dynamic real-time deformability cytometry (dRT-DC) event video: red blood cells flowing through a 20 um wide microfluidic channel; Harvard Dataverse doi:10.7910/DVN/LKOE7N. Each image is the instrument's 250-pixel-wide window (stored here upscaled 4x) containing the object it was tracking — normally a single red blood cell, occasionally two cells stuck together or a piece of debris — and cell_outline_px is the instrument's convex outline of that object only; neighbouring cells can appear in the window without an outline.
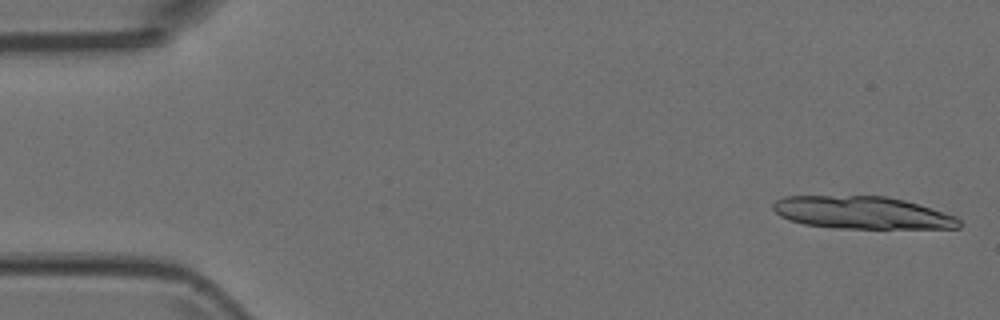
{"species": "Egyptian fruit bat (a non-hibernating species)", "species_latin": "Rousettus aegyptiacus", "temperature_condition": "room temperature", "stored_images_in_passage": 4, "camera_frame_rate_fps": 3000, "um_per_image_px": 0.085, "animal": {"sex": "female"}, "frame": {"image": 1, "passage_image": 1, "time_ms": 0.0, "image_size_px": [1000, 320], "cell_outline_px": [[960, 228], [836, 228], [804, 224], [788, 220], [780, 216], [772, 208], [772, 204], [776, 200], [784, 196], [884, 196], [904, 200], [944, 212], [956, 216], [960, 220]], "centroid_in_image_um": [73.25, 18.08], "position_along_channel_um": 11.7, "area_um2": 35.14}}